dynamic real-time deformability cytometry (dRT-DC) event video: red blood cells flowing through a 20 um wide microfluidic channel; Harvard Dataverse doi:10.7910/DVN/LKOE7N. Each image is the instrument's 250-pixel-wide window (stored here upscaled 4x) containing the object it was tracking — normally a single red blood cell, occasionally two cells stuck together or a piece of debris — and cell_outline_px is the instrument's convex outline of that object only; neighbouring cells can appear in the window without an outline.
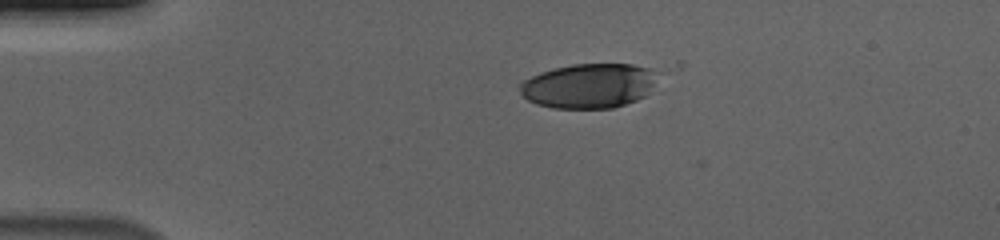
{"species": "human", "species_latin": "Homo sapiens", "temperature_condition": "cold", "stored_images_in_passage": 44, "camera_frame_rate_fps": 3000, "um_per_image_px": 0.085, "donor": {"sex": "male"}, "frame": {"image": 1, "passage_image": 1, "time_ms": 0.0, "image_size_px": [1000, 240], "cell_outline_px": [[660, 72], [644, 96], [636, 100], [612, 108], [552, 108], [536, 104], [528, 100], [520, 92], [516, 84], [540, 72], [572, 64], [632, 64], [648, 68]], "centroid_in_image_um": [50.01, 7.29], "position_along_channel_um": 35.0, "area_um2": 35.78}}
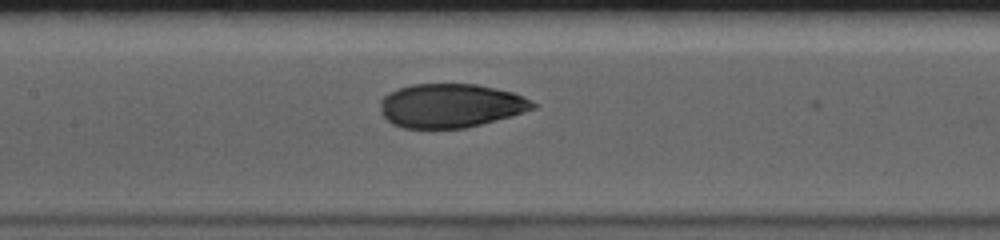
{"frame": {"image": 2, "passage_image": 16, "time_ms": 5.0, "image_size_px": [1000, 240], "cell_outline_px": [[536, 108], [480, 124], [464, 128], [404, 128], [392, 124], [380, 112], [380, 100], [388, 92], [412, 84], [476, 84], [496, 88], [512, 92], [532, 100], [536, 104]], "centroid_in_image_um": [38.27, 8.97], "position_along_channel_um": 169.1, "area_um2": 38.84}}
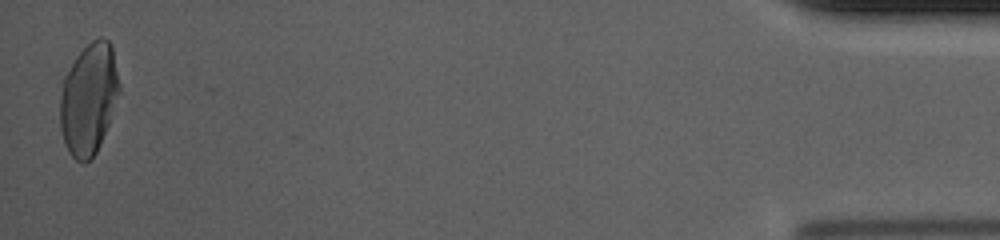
{"frame": {"image": 3, "passage_image": 44, "time_ms": 14.333, "image_size_px": [1000, 240], "cell_outline_px": [[120, 92], [108, 124], [96, 152], [84, 164], [80, 164], [68, 152], [64, 144], [60, 128], [60, 96], [64, 76], [76, 56], [92, 40], [100, 36], [104, 36], [112, 44], [120, 84]], "centroid_in_image_um": [7.54, 8.39], "position_along_channel_um": 427.7, "area_um2": 38.67}, "authors_computed_cell_mechanics": {"area_um2": 39.4774, "velocity_mm_per_s": 3.7007, "shape_relaxation_time_tau1_ms": 4.6206, "shape_relaxation_time_tau2_ms": 1.0754, "deformation_change_tau1": 0.1833, "deformation_change_tau2": 0.0526}}